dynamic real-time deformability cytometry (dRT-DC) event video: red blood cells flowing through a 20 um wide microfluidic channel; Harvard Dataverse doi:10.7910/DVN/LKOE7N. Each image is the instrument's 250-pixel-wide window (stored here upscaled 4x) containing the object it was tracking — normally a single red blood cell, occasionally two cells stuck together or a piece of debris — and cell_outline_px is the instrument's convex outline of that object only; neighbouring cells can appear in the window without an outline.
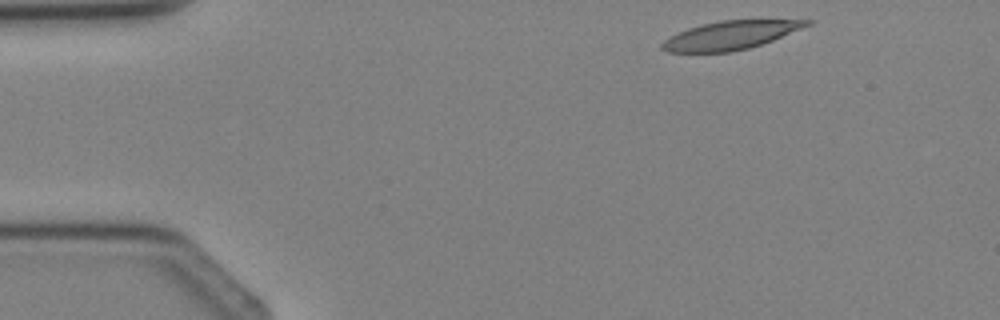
{"species": "Egyptian fruit bat (a non-hibernating species)", "species_latin": "Rousettus aegyptiacus", "temperature_condition": "cold", "stored_images_in_passage": 2, "camera_frame_rate_fps": 3000, "um_per_image_px": 0.085, "animal": {"sex": "female"}, "frame": {"image": 1, "passage_image": 1, "time_ms": 0.0, "image_size_px": [1000, 320], "cell_outline_px": [[816, 20], [812, 24], [772, 40], [748, 48], [728, 52], [668, 52], [660, 48], [660, 44], [664, 40], [688, 28], [720, 20]], "centroid_in_image_um": [62.08, 2.99], "position_along_channel_um": 22.9, "area_um2": 23.64}}